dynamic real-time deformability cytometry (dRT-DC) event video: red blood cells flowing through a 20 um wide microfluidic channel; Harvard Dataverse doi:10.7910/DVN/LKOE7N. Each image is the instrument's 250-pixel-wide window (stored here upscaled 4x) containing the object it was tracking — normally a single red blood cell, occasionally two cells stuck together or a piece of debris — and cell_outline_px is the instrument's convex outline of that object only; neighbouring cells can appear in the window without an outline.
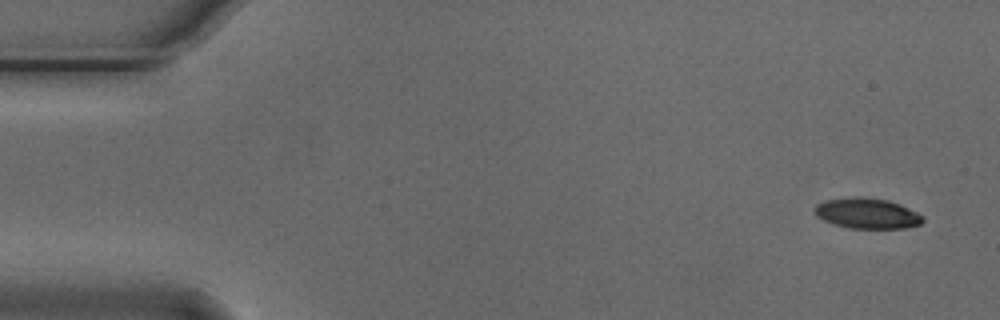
{"species": "Egyptian fruit bat (a non-hibernating species)", "species_latin": "Rousettus aegyptiacus", "temperature_condition": "cold", "stored_images_in_passage": 7, "camera_frame_rate_fps": 3000, "um_per_image_px": 0.085, "animal": {"sex": "male"}, "frame": {"image": 1, "passage_image": 1, "time_ms": 0.0, "image_size_px": [1000, 320], "cell_outline_px": [[924, 220], [920, 224], [904, 228], [848, 228], [832, 224], [816, 216], [812, 208], [816, 204], [828, 200], [856, 196], [860, 196], [888, 200], [900, 204], [924, 216]], "centroid_in_image_um": [73.68, 18.13], "position_along_channel_um": 11.3, "area_um2": 19.31}}